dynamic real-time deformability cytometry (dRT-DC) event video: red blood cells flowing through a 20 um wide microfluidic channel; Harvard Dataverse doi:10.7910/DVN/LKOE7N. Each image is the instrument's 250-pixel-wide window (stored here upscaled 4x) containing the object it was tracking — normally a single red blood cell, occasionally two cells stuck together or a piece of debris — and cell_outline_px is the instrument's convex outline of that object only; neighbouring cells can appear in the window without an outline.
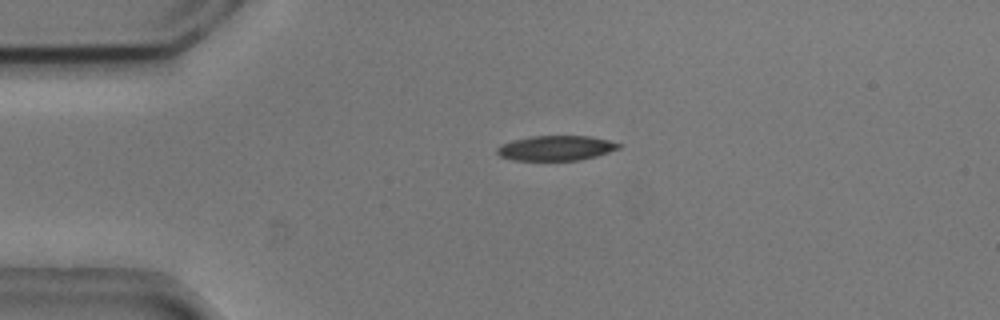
{"species": "common noctule bat (a hibernating species)", "species_latin": "Nyctalus noctula", "temperature_condition": "cold", "stored_images_in_passage": 44, "camera_frame_rate_fps": 3000, "um_per_image_px": 0.085, "animal": {"sex": "male", "body_mass_g": 20.5, "forearm_length_mm": 52.5}, "frame": {"image": 1, "passage_image": 2, "time_ms": 0.333, "image_size_px": [1000, 320], "cell_outline_px": [[624, 144], [620, 148], [596, 156], [580, 160], [516, 160], [500, 156], [496, 152], [496, 148], [500, 144], [512, 140], [532, 136], [588, 136], [608, 140]], "centroid_in_image_um": [47.26, 12.58], "position_along_channel_um": 37.7, "area_um2": 17.69}}
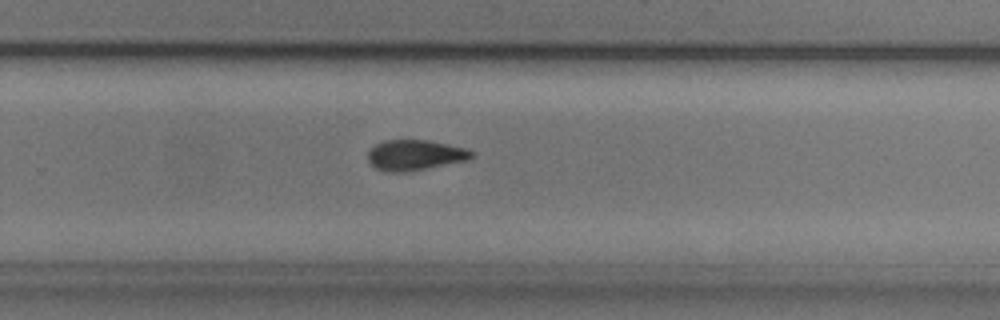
{"frame": {"image": 2, "passage_image": 25, "time_ms": 8.0, "image_size_px": [1000, 320], "cell_outline_px": [[476, 156], [468, 160], [424, 168], [400, 172], [388, 172], [376, 168], [368, 160], [368, 152], [376, 144], [384, 140], [428, 140], [468, 148], [476, 152]], "centroid_in_image_um": [35.33, 13.16], "position_along_channel_um": 294.5, "area_um2": 18.32}}
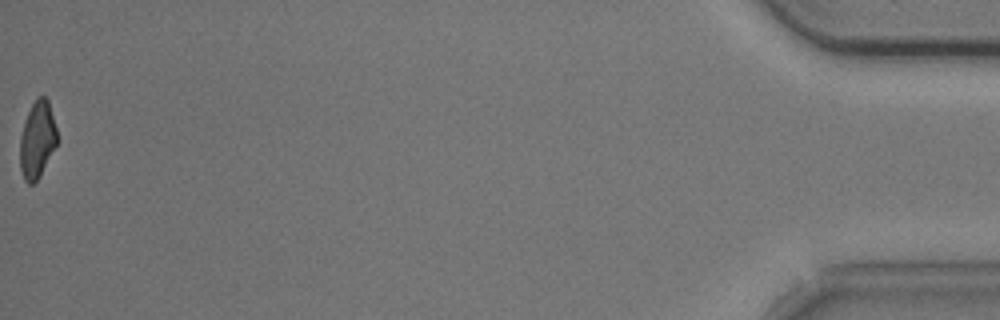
{"frame": {"image": 3, "passage_image": 44, "time_ms": 14.333, "image_size_px": [1000, 320], "cell_outline_px": [[56, 144], [40, 176], [32, 184], [28, 184], [24, 180], [20, 168], [20, 136], [28, 112], [36, 96], [44, 96], [48, 100], [56, 128]], "centroid_in_image_um": [3.15, 11.87], "position_along_channel_um": 432.1, "area_um2": 16.36}, "authors_computed_cell_mechanics": {"area_um2": 18.6405, "velocity_mm_per_s": 3.748, "shape_relaxation_time_tau1_ms": 2.8787, "shape_relaxation_time_tau2_ms": 6.5367, "deformation_change_tau1": 0.1266, "deformation_change_tau2": 0.149}}